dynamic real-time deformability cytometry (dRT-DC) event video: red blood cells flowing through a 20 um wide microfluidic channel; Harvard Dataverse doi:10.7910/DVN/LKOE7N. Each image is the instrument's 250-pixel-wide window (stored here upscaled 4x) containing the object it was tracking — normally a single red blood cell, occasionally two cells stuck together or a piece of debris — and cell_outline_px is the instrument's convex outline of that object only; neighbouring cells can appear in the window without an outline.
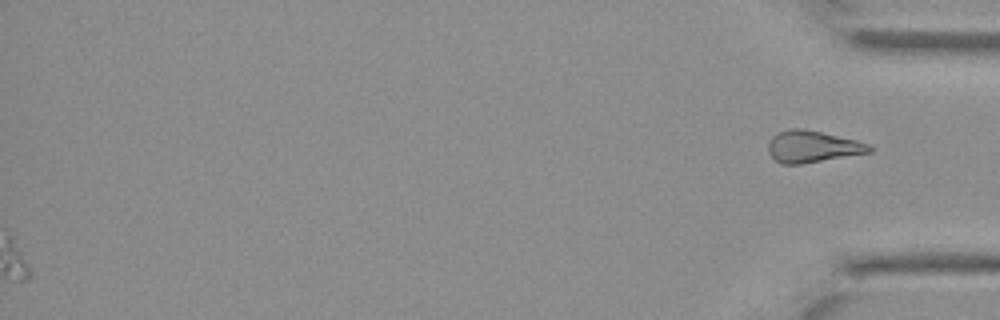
{"species": "Egyptian fruit bat (a non-hibernating species)", "species_latin": "Rousettus aegyptiacus", "temperature_condition": "cold", "stored_images_in_passage": 32, "camera_frame_rate_fps": 3000, "um_per_image_px": 0.085, "animal": {"sex": "female"}, "frame": {"image": 1, "passage_image": 32, "time_ms": 10.333, "image_size_px": [1000, 320], "cell_outline_px": [[872, 152], [800, 164], [780, 164], [768, 152], [768, 140], [776, 132], [788, 128], [800, 128], [820, 132], [856, 140], [868, 144], [872, 148]], "centroid_in_image_um": [69.01, 12.45], "position_along_channel_um": 366.2, "area_um2": 18.67}}